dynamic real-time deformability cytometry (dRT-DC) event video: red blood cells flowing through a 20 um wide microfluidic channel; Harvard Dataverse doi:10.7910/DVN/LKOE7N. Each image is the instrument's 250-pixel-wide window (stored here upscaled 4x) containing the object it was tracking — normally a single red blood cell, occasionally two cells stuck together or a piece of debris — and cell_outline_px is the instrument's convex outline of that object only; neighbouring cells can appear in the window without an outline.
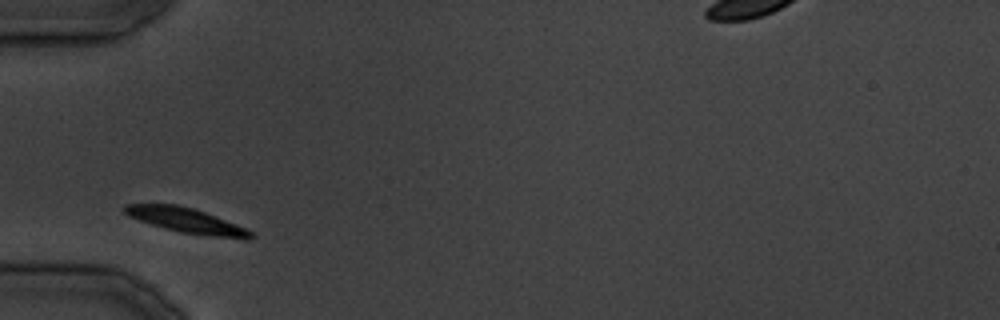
{"species": "common noctule bat (a hibernating species)", "species_latin": "Nyctalus noctula", "temperature_condition": "cold", "stored_images_in_passage": 17, "camera_frame_rate_fps": 3000, "um_per_image_px": 0.085, "animal": {"sex": "male", "body_mass_g": 19.5, "forearm_length_mm": 54.6}, "frame": {"image": 1, "passage_image": 1, "time_ms": 0.0, "image_size_px": [1000, 320], "cell_outline_px": [[256, 236], [252, 240], [244, 240], [180, 232], [164, 228], [128, 216], [124, 212], [124, 204], [176, 204], [192, 208], [204, 212], [248, 228]], "centroid_in_image_um": [15.94, 18.76], "position_along_channel_um": 69.1, "area_um2": 18.38}}
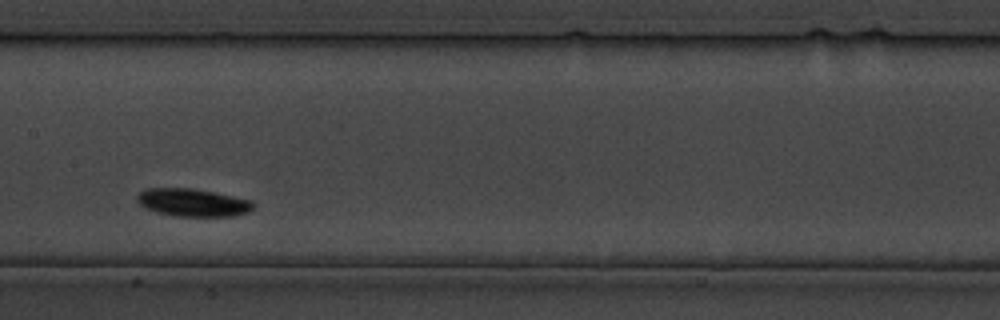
{"frame": {"image": 2, "passage_image": 8, "time_ms": 8.667, "image_size_px": [1000, 320], "cell_outline_px": [[252, 208], [248, 212], [232, 216], [172, 216], [156, 212], [144, 208], [136, 200], [136, 196], [140, 192], [148, 188], [192, 188], [252, 200]], "centroid_in_image_um": [16.33, 17.22], "position_along_channel_um": 191.1, "area_um2": 18.73}}